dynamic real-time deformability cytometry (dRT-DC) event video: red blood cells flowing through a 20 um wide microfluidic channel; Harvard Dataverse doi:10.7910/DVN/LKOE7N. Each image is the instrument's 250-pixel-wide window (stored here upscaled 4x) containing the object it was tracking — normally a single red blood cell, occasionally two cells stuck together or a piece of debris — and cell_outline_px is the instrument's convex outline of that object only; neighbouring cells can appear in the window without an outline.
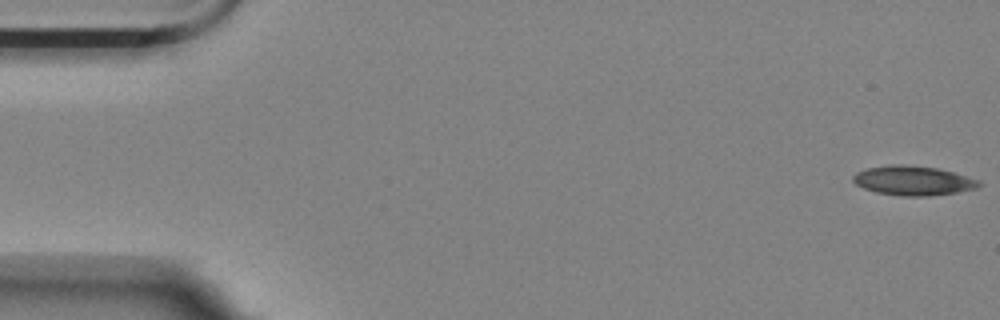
{"species": "Egyptian fruit bat (a non-hibernating species)", "species_latin": "Rousettus aegyptiacus", "temperature_condition": "room temperature", "stored_images_in_passage": 56, "camera_frame_rate_fps": 3000, "um_per_image_px": 0.085, "animal": {"sex": "female"}, "frame": {"image": 1, "passage_image": 1, "time_ms": 0.0, "image_size_px": [1000, 320], "cell_outline_px": [[984, 184], [976, 188], [956, 192], [928, 196], [900, 196], [876, 192], [864, 188], [856, 184], [852, 180], [852, 176], [856, 172], [868, 168], [888, 164], [904, 164], [936, 168], [952, 172], [980, 180]], "centroid_in_image_um": [77.6, 15.35], "position_along_channel_um": 7.4, "area_um2": 21.62}}
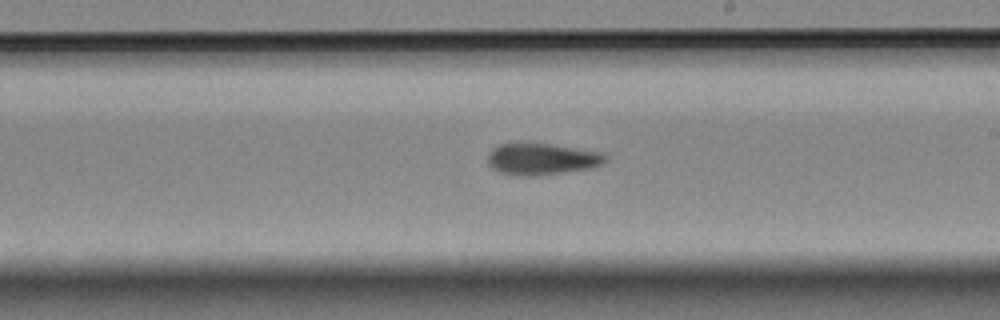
{"frame": {"image": 2, "passage_image": 32, "time_ms": 10.333, "image_size_px": [1000, 320], "cell_outline_px": [[608, 160], [604, 164], [596, 168], [532, 176], [516, 176], [500, 172], [492, 168], [488, 164], [488, 152], [492, 148], [500, 144], [552, 144], [600, 152], [608, 156]], "centroid_in_image_um": [46.09, 13.53], "position_along_channel_um": 242.9, "area_um2": 21.79}}
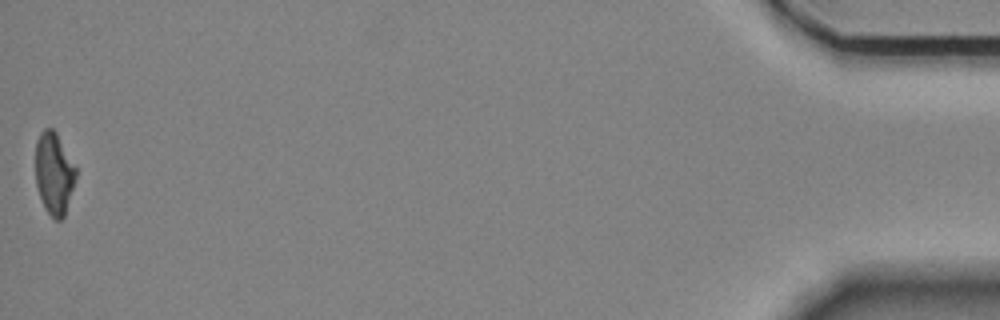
{"frame": {"image": 3, "passage_image": 56, "time_ms": 18.333, "image_size_px": [1000, 320], "cell_outline_px": [[76, 180], [64, 216], [60, 220], [56, 220], [48, 212], [40, 196], [36, 184], [36, 140], [40, 132], [44, 128], [52, 128], [56, 132], [76, 168]], "centroid_in_image_um": [4.6, 14.71], "position_along_channel_um": 430.6, "area_um2": 19.07}}